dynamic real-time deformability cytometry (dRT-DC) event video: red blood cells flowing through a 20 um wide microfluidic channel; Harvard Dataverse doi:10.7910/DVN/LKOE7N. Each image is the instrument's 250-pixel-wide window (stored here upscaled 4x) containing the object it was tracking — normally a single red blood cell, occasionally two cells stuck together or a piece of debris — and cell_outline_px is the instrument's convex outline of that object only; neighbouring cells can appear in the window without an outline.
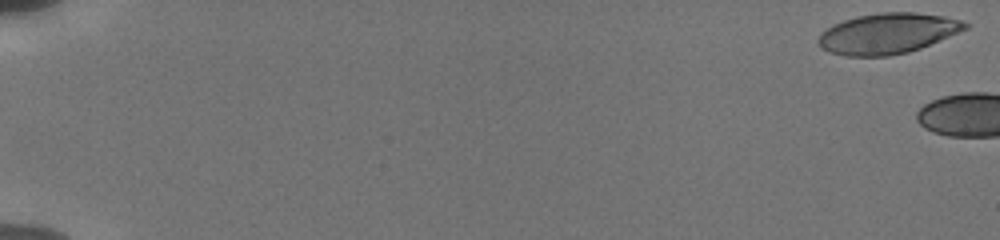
{"species": "human", "species_latin": "Homo sapiens", "temperature_condition": "cold", "stored_images_in_passage": 4, "camera_frame_rate_fps": 3000, "um_per_image_px": 0.085, "donor": {"sex": "male"}, "frame": {"image": 1, "passage_image": 1, "time_ms": 0.0, "image_size_px": [1000, 240], "cell_outline_px": [[968, 28], [920, 48], [908, 52], [888, 56], [844, 56], [828, 52], [820, 48], [816, 40], [820, 32], [832, 24], [856, 16], [880, 12], [916, 12], [944, 16], [960, 20], [968, 24]], "centroid_in_image_um": [75.38, 2.84], "position_along_channel_um": 9.6, "area_um2": 34.85}}